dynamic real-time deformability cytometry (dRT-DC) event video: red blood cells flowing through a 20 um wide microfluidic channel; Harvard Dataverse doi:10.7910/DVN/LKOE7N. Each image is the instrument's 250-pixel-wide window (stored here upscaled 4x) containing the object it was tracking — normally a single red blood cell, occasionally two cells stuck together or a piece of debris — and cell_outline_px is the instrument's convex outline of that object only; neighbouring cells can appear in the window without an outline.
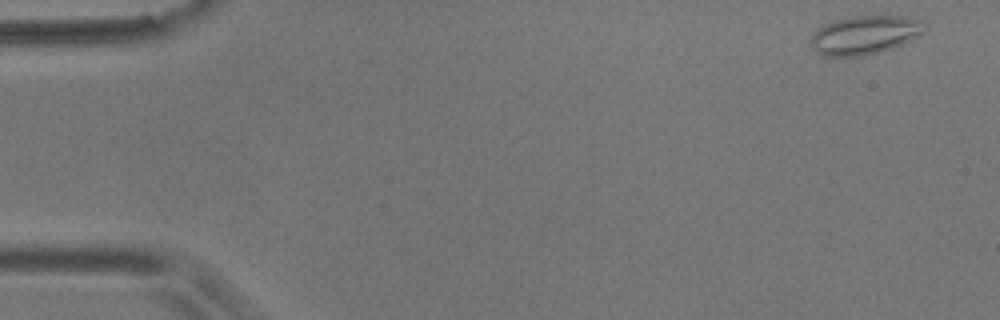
{"species": "common noctule bat (a hibernating species)", "species_latin": "Nyctalus noctula", "temperature_condition": "room temperature", "stored_images_in_passage": 55, "camera_frame_rate_fps": 3000, "um_per_image_px": 0.085, "animal": {"sex": "male", "body_mass_g": 17.9}, "frame": {"image": 1, "passage_image": 2, "time_ms": 0.333, "image_size_px": [1000, 320], "cell_outline_px": [[928, 24], [912, 40], [892, 48], [880, 52], [860, 56], [820, 56], [812, 48], [808, 40], [820, 28], [832, 20], [852, 16], [908, 16], [920, 20]], "centroid_in_image_um": [73.48, 2.97], "position_along_channel_um": 11.5, "area_um2": 25.72}}
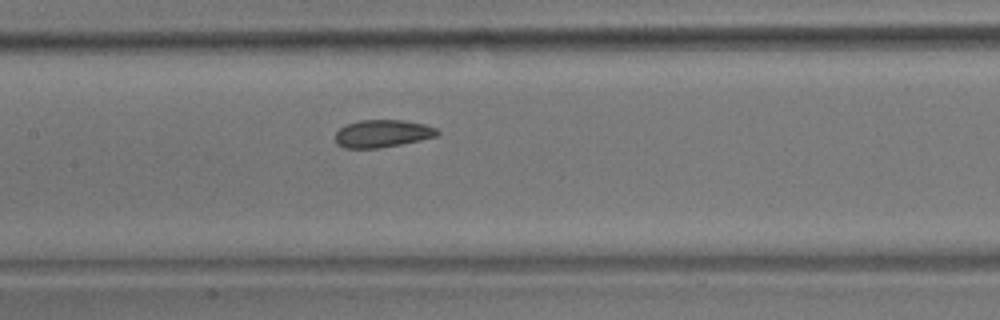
{"frame": {"image": 2, "passage_image": 26, "time_ms": 8.333, "image_size_px": [1000, 320], "cell_outline_px": [[440, 132], [436, 136], [420, 140], [380, 148], [344, 148], [336, 144], [336, 132], [340, 128], [348, 124], [360, 120], [400, 120], [424, 124], [436, 128]], "centroid_in_image_um": [32.49, 11.36], "position_along_channel_um": 174.9, "area_um2": 16.24}}
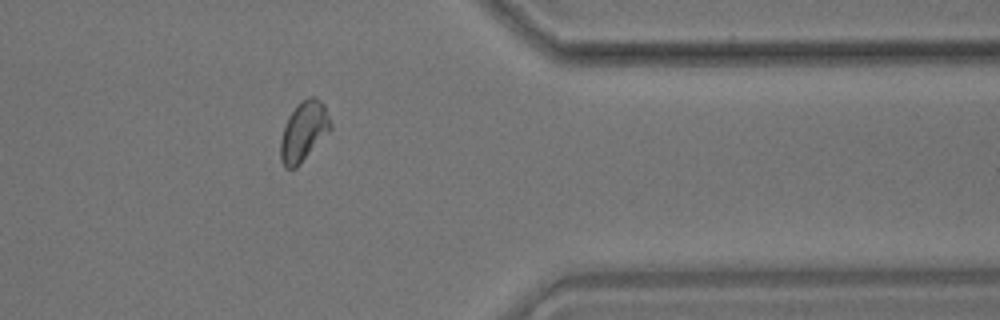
{"frame": {"image": 3, "passage_image": 45, "time_ms": 14.667, "image_size_px": [1000, 320], "cell_outline_px": [[332, 128], [296, 168], [284, 168], [280, 160], [280, 140], [284, 124], [288, 116], [296, 104], [300, 100], [308, 96], [316, 96], [324, 104], [332, 124]], "centroid_in_image_um": [25.8, 11.13], "position_along_channel_um": 385.6, "area_um2": 17.63}, "authors_computed_cell_mechanics": {"area_um2": 17.2822, "velocity_mm_per_s": 3.5586, "shape_relaxation_time_tau1_ms": null, "shape_relaxation_time_tau2_ms": 2.308, "deformation_change_tau1": null, "deformation_change_tau2": 0.0693}}